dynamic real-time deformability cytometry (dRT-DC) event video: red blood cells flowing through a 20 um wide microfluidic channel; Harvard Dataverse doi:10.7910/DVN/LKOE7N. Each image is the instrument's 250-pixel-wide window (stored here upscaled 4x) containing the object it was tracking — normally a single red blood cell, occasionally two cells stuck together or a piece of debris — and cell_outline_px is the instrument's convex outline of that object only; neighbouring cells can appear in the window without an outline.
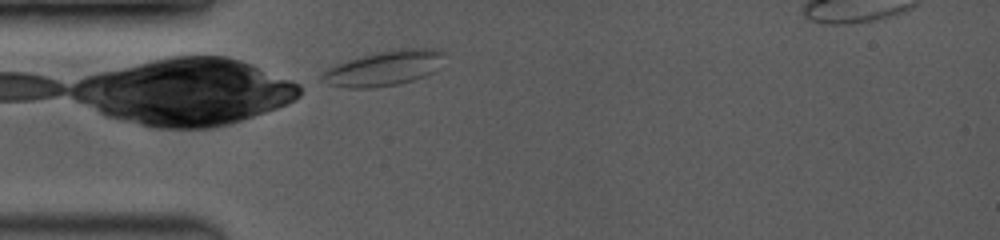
{"species": "common noctule bat (a hibernating species)", "species_latin": "Nyctalus noctula", "temperature_condition": "room temperature", "stored_images_in_passage": 18, "camera_frame_rate_fps": 3500, "um_per_image_px": 0.085, "animal": {"sex": "female", "body_mass_g": 19.0, "forearm_length_mm": 53.3}, "frame": {"image": 1, "passage_image": 1, "time_ms": 0.0, "image_size_px": [1000, 240], "cell_outline_px": [[444, 52], [432, 72], [424, 76], [412, 80], [396, 84], [376, 88], [348, 88], [328, 84], [320, 76], [328, 68], [348, 60], [376, 52], [392, 48], [440, 48]], "centroid_in_image_um": [32.62, 5.79], "position_along_channel_um": 52.4, "area_um2": 24.57}}
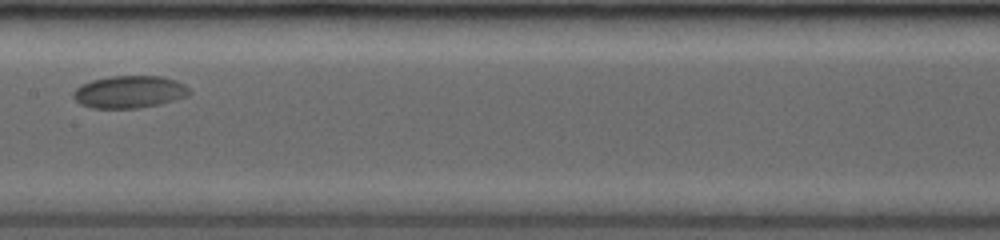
{"frame": {"image": 2, "passage_image": 8, "time_ms": 4.0, "image_size_px": [1000, 240], "cell_outline_px": [[192, 92], [188, 96], [160, 104], [136, 108], [92, 108], [80, 104], [72, 96], [72, 92], [76, 88], [92, 80], [112, 76], [164, 76], [176, 80], [184, 84]], "centroid_in_image_um": [11.02, 7.81], "position_along_channel_um": 196.4, "area_um2": 21.91}}
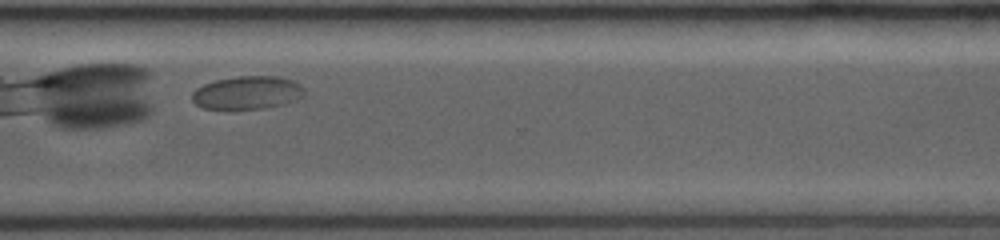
{"frame": {"image": 3, "passage_image": 17, "time_ms": 8.0, "image_size_px": [1000, 240], "cell_outline_px": [[304, 96], [296, 100], [284, 104], [264, 108], [204, 108], [196, 104], [192, 100], [192, 92], [196, 88], [204, 84], [216, 80], [236, 76], [280, 76], [292, 80], [300, 84], [304, 88]], "centroid_in_image_um": [21.05, 7.86], "position_along_channel_um": 349.6, "area_um2": 21.62}}